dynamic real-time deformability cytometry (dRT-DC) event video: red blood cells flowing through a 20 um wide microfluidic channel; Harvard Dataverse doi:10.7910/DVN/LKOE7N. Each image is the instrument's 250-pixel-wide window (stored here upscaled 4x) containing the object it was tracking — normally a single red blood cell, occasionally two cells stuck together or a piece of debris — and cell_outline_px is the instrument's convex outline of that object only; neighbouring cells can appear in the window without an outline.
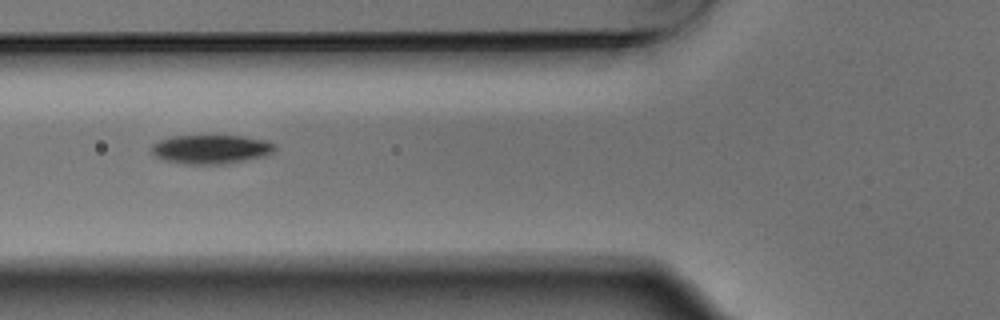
{"species": "Egyptian fruit bat (a non-hibernating species)", "species_latin": "Rousettus aegyptiacus", "temperature_condition": "warm", "stored_images_in_passage": 7, "camera_frame_rate_fps": 3000, "um_per_image_px": 0.085, "animal": {"sex": "male"}, "frame": {"image": 1, "passage_image": 6, "time_ms": 1.667, "image_size_px": [1000, 320], "cell_outline_px": [[276, 148], [272, 152], [264, 156], [228, 164], [184, 164], [164, 160], [156, 156], [148, 148], [152, 144], [160, 140], [172, 136], [244, 136], [264, 140], [276, 144]], "centroid_in_image_um": [17.92, 12.69], "position_along_channel_um": 107.9, "area_um2": 20.92}}
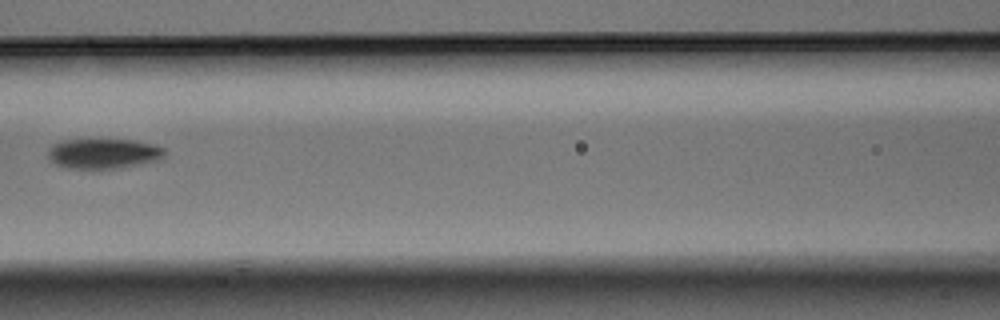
{"frame": {"image": 2, "passage_image": 7, "time_ms": 2.0, "image_size_px": [1000, 320], "cell_outline_px": [[164, 156], [160, 160], [120, 168], [68, 168], [56, 164], [48, 160], [48, 148], [52, 144], [64, 140], [132, 140], [156, 144], [164, 148]], "centroid_in_image_um": [8.8, 13.05], "position_along_channel_um": 157.8, "area_um2": 20.46}}